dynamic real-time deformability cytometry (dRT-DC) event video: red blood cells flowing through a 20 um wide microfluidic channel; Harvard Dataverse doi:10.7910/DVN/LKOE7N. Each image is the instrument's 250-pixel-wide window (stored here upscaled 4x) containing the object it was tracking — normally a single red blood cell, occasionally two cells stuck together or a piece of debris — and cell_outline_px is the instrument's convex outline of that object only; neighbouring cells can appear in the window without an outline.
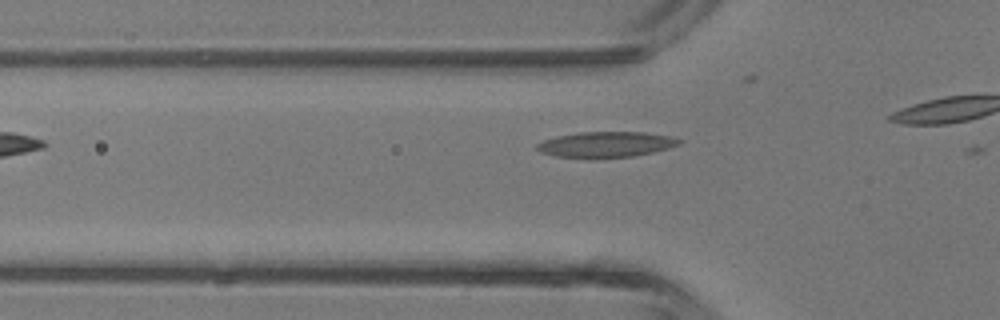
{"species": "common noctule bat (a hibernating species)", "species_latin": "Nyctalus noctula", "temperature_condition": "room temperature", "stored_images_in_passage": 5, "camera_frame_rate_fps": 3000, "um_per_image_px": 0.085, "animal": {"sex": "male", "body_mass_g": 13.3}, "frame": {"image": 1, "passage_image": 4, "time_ms": 3.667, "image_size_px": [1000, 320], "cell_outline_px": [[680, 144], [668, 148], [652, 152], [632, 156], [592, 160], [556, 156], [540, 152], [536, 148], [536, 144], [544, 140], [556, 136], [580, 132], [644, 132], [672, 136], [680, 140]], "centroid_in_image_um": [51.46, 12.3], "position_along_channel_um": 74.3, "area_um2": 21.62}}